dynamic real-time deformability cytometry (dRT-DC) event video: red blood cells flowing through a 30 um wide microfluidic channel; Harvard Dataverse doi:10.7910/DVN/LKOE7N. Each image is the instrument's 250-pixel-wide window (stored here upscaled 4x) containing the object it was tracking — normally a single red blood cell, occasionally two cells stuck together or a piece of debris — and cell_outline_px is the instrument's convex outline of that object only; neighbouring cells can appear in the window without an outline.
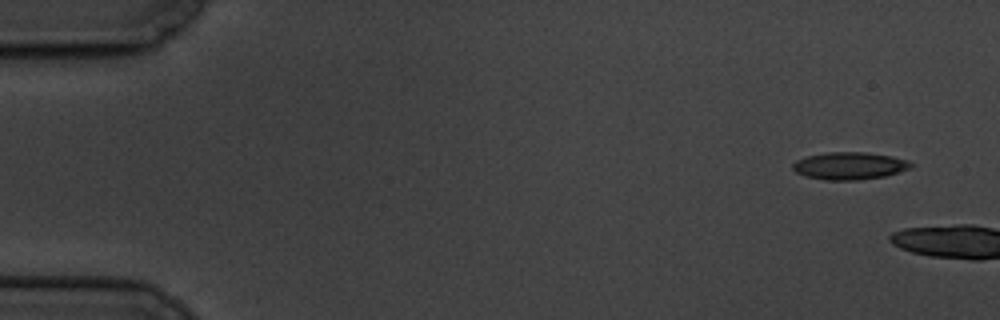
{"species": "common noctule bat (a hibernating species)", "species_latin": "Nyctalus noctula", "temperature_condition": "cold", "stored_images_in_passage": 2, "camera_frame_rate_fps": 3000, "um_per_image_px": 0.085, "animal": {"sex": "male", "body_mass_g": 19.5, "forearm_length_mm": 54.6}, "frame": {"image": 1, "passage_image": 1, "time_ms": 0.0, "image_size_px": [1000, 320], "cell_outline_px": [[916, 164], [912, 168], [884, 176], [860, 180], [824, 180], [804, 176], [796, 172], [792, 168], [792, 164], [796, 160], [808, 156], [828, 152], [864, 152], [892, 156], [908, 160]], "centroid_in_image_um": [72.23, 14.1], "position_along_channel_um": 12.8, "area_um2": 19.02}}